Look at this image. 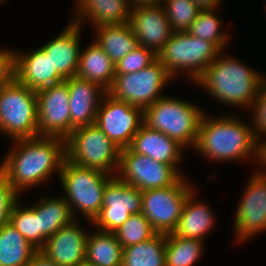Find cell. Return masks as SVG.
<instances>
[{"mask_svg": "<svg viewBox=\"0 0 266 266\" xmlns=\"http://www.w3.org/2000/svg\"><path fill=\"white\" fill-rule=\"evenodd\" d=\"M14 142L0 164V173L18 194L45 182L54 171L61 172L66 159L65 139L37 136Z\"/></svg>", "mask_w": 266, "mask_h": 266, "instance_id": "1", "label": "cell"}, {"mask_svg": "<svg viewBox=\"0 0 266 266\" xmlns=\"http://www.w3.org/2000/svg\"><path fill=\"white\" fill-rule=\"evenodd\" d=\"M252 128L237 116L208 119L204 113L194 149L215 161L255 156L256 138Z\"/></svg>", "mask_w": 266, "mask_h": 266, "instance_id": "2", "label": "cell"}, {"mask_svg": "<svg viewBox=\"0 0 266 266\" xmlns=\"http://www.w3.org/2000/svg\"><path fill=\"white\" fill-rule=\"evenodd\" d=\"M222 53L219 52L196 83L221 102L252 106L264 76L230 56L223 57Z\"/></svg>", "mask_w": 266, "mask_h": 266, "instance_id": "3", "label": "cell"}, {"mask_svg": "<svg viewBox=\"0 0 266 266\" xmlns=\"http://www.w3.org/2000/svg\"><path fill=\"white\" fill-rule=\"evenodd\" d=\"M204 111L197 106L164 96L143 110L144 124L158 130L183 147L195 148Z\"/></svg>", "mask_w": 266, "mask_h": 266, "instance_id": "4", "label": "cell"}, {"mask_svg": "<svg viewBox=\"0 0 266 266\" xmlns=\"http://www.w3.org/2000/svg\"><path fill=\"white\" fill-rule=\"evenodd\" d=\"M113 176L102 170L82 167L65 159L59 177L67 195L64 198L73 216L75 215L73 209L78 208L83 217L85 216L91 223L101 210L104 188Z\"/></svg>", "mask_w": 266, "mask_h": 266, "instance_id": "5", "label": "cell"}, {"mask_svg": "<svg viewBox=\"0 0 266 266\" xmlns=\"http://www.w3.org/2000/svg\"><path fill=\"white\" fill-rule=\"evenodd\" d=\"M0 131L13 141L38 136L36 91L15 78L0 87Z\"/></svg>", "mask_w": 266, "mask_h": 266, "instance_id": "6", "label": "cell"}, {"mask_svg": "<svg viewBox=\"0 0 266 266\" xmlns=\"http://www.w3.org/2000/svg\"><path fill=\"white\" fill-rule=\"evenodd\" d=\"M219 52L220 50L210 41L192 36L187 31L173 32L157 54V59L171 77L185 69L190 78L197 81L217 58Z\"/></svg>", "mask_w": 266, "mask_h": 266, "instance_id": "7", "label": "cell"}, {"mask_svg": "<svg viewBox=\"0 0 266 266\" xmlns=\"http://www.w3.org/2000/svg\"><path fill=\"white\" fill-rule=\"evenodd\" d=\"M65 142L66 159L72 163L111 175L119 170L121 149L95 124L75 128Z\"/></svg>", "mask_w": 266, "mask_h": 266, "instance_id": "8", "label": "cell"}, {"mask_svg": "<svg viewBox=\"0 0 266 266\" xmlns=\"http://www.w3.org/2000/svg\"><path fill=\"white\" fill-rule=\"evenodd\" d=\"M172 77L164 65L156 59L146 68L134 73L115 74L111 88L112 97L143 110L164 97L159 93Z\"/></svg>", "mask_w": 266, "mask_h": 266, "instance_id": "9", "label": "cell"}, {"mask_svg": "<svg viewBox=\"0 0 266 266\" xmlns=\"http://www.w3.org/2000/svg\"><path fill=\"white\" fill-rule=\"evenodd\" d=\"M192 188L181 176L171 186L142 191L141 213L157 233L168 234L175 229Z\"/></svg>", "mask_w": 266, "mask_h": 266, "instance_id": "10", "label": "cell"}, {"mask_svg": "<svg viewBox=\"0 0 266 266\" xmlns=\"http://www.w3.org/2000/svg\"><path fill=\"white\" fill-rule=\"evenodd\" d=\"M143 123L142 108L118 100L108 93L99 104L95 121V125L120 149L130 147Z\"/></svg>", "mask_w": 266, "mask_h": 266, "instance_id": "11", "label": "cell"}, {"mask_svg": "<svg viewBox=\"0 0 266 266\" xmlns=\"http://www.w3.org/2000/svg\"><path fill=\"white\" fill-rule=\"evenodd\" d=\"M142 212V191L122 181L118 174L104 188L102 207L91 222L98 230L114 233L132 215Z\"/></svg>", "mask_w": 266, "mask_h": 266, "instance_id": "12", "label": "cell"}, {"mask_svg": "<svg viewBox=\"0 0 266 266\" xmlns=\"http://www.w3.org/2000/svg\"><path fill=\"white\" fill-rule=\"evenodd\" d=\"M118 172L122 181L141 191L171 186L182 176L171 165L137 154L130 148L121 149Z\"/></svg>", "mask_w": 266, "mask_h": 266, "instance_id": "13", "label": "cell"}, {"mask_svg": "<svg viewBox=\"0 0 266 266\" xmlns=\"http://www.w3.org/2000/svg\"><path fill=\"white\" fill-rule=\"evenodd\" d=\"M38 136L66 139L70 135L69 91L63 81L36 91Z\"/></svg>", "mask_w": 266, "mask_h": 266, "instance_id": "14", "label": "cell"}, {"mask_svg": "<svg viewBox=\"0 0 266 266\" xmlns=\"http://www.w3.org/2000/svg\"><path fill=\"white\" fill-rule=\"evenodd\" d=\"M254 173L236 212L234 228L238 242L266 230V171Z\"/></svg>", "mask_w": 266, "mask_h": 266, "instance_id": "15", "label": "cell"}, {"mask_svg": "<svg viewBox=\"0 0 266 266\" xmlns=\"http://www.w3.org/2000/svg\"><path fill=\"white\" fill-rule=\"evenodd\" d=\"M160 4L162 3L134 7L131 9L129 21L139 46L156 54L173 34L163 5Z\"/></svg>", "mask_w": 266, "mask_h": 266, "instance_id": "16", "label": "cell"}, {"mask_svg": "<svg viewBox=\"0 0 266 266\" xmlns=\"http://www.w3.org/2000/svg\"><path fill=\"white\" fill-rule=\"evenodd\" d=\"M88 234L73 221L50 236L39 250L58 266H76L86 261Z\"/></svg>", "mask_w": 266, "mask_h": 266, "instance_id": "17", "label": "cell"}, {"mask_svg": "<svg viewBox=\"0 0 266 266\" xmlns=\"http://www.w3.org/2000/svg\"><path fill=\"white\" fill-rule=\"evenodd\" d=\"M64 82L69 91L71 134L77 127L95 124L99 104L107 91L100 85L78 76Z\"/></svg>", "mask_w": 266, "mask_h": 266, "instance_id": "18", "label": "cell"}, {"mask_svg": "<svg viewBox=\"0 0 266 266\" xmlns=\"http://www.w3.org/2000/svg\"><path fill=\"white\" fill-rule=\"evenodd\" d=\"M14 78L34 91L41 90L65 81L53 70L50 56L42 48L30 54L15 52Z\"/></svg>", "mask_w": 266, "mask_h": 266, "instance_id": "19", "label": "cell"}, {"mask_svg": "<svg viewBox=\"0 0 266 266\" xmlns=\"http://www.w3.org/2000/svg\"><path fill=\"white\" fill-rule=\"evenodd\" d=\"M81 25L71 22L58 37L41 48L50 56L53 70L64 79L76 76L80 59Z\"/></svg>", "mask_w": 266, "mask_h": 266, "instance_id": "20", "label": "cell"}, {"mask_svg": "<svg viewBox=\"0 0 266 266\" xmlns=\"http://www.w3.org/2000/svg\"><path fill=\"white\" fill-rule=\"evenodd\" d=\"M182 147L176 140L143 123L134 135L129 148L137 154L171 165L177 171L176 163L182 158Z\"/></svg>", "mask_w": 266, "mask_h": 266, "instance_id": "21", "label": "cell"}, {"mask_svg": "<svg viewBox=\"0 0 266 266\" xmlns=\"http://www.w3.org/2000/svg\"><path fill=\"white\" fill-rule=\"evenodd\" d=\"M78 11L74 23L80 25L84 19L100 25L125 24L130 21L131 8L126 0H78Z\"/></svg>", "mask_w": 266, "mask_h": 266, "instance_id": "22", "label": "cell"}, {"mask_svg": "<svg viewBox=\"0 0 266 266\" xmlns=\"http://www.w3.org/2000/svg\"><path fill=\"white\" fill-rule=\"evenodd\" d=\"M76 76L96 83L108 91L115 78V64L94 41L80 52Z\"/></svg>", "mask_w": 266, "mask_h": 266, "instance_id": "23", "label": "cell"}, {"mask_svg": "<svg viewBox=\"0 0 266 266\" xmlns=\"http://www.w3.org/2000/svg\"><path fill=\"white\" fill-rule=\"evenodd\" d=\"M193 195L194 192L187 197L182 214L171 233L182 238L204 241V236L213 228L215 217L206 204L195 202Z\"/></svg>", "mask_w": 266, "mask_h": 266, "instance_id": "24", "label": "cell"}, {"mask_svg": "<svg viewBox=\"0 0 266 266\" xmlns=\"http://www.w3.org/2000/svg\"><path fill=\"white\" fill-rule=\"evenodd\" d=\"M96 43L106 52L114 64L118 63L138 45L130 23L100 25Z\"/></svg>", "mask_w": 266, "mask_h": 266, "instance_id": "25", "label": "cell"}, {"mask_svg": "<svg viewBox=\"0 0 266 266\" xmlns=\"http://www.w3.org/2000/svg\"><path fill=\"white\" fill-rule=\"evenodd\" d=\"M30 207L40 217L41 248L50 236L75 220L69 204L64 197H43L37 205L34 204V206L31 205Z\"/></svg>", "mask_w": 266, "mask_h": 266, "instance_id": "26", "label": "cell"}, {"mask_svg": "<svg viewBox=\"0 0 266 266\" xmlns=\"http://www.w3.org/2000/svg\"><path fill=\"white\" fill-rule=\"evenodd\" d=\"M37 251L9 222L0 229V266H27Z\"/></svg>", "mask_w": 266, "mask_h": 266, "instance_id": "27", "label": "cell"}, {"mask_svg": "<svg viewBox=\"0 0 266 266\" xmlns=\"http://www.w3.org/2000/svg\"><path fill=\"white\" fill-rule=\"evenodd\" d=\"M88 233L86 261L94 266H122L123 248L115 233L97 230Z\"/></svg>", "mask_w": 266, "mask_h": 266, "instance_id": "28", "label": "cell"}, {"mask_svg": "<svg viewBox=\"0 0 266 266\" xmlns=\"http://www.w3.org/2000/svg\"><path fill=\"white\" fill-rule=\"evenodd\" d=\"M166 234L156 233L150 239L123 248L122 266H166Z\"/></svg>", "mask_w": 266, "mask_h": 266, "instance_id": "29", "label": "cell"}, {"mask_svg": "<svg viewBox=\"0 0 266 266\" xmlns=\"http://www.w3.org/2000/svg\"><path fill=\"white\" fill-rule=\"evenodd\" d=\"M203 241L166 234V266H192L203 253Z\"/></svg>", "mask_w": 266, "mask_h": 266, "instance_id": "30", "label": "cell"}, {"mask_svg": "<svg viewBox=\"0 0 266 266\" xmlns=\"http://www.w3.org/2000/svg\"><path fill=\"white\" fill-rule=\"evenodd\" d=\"M21 206V207H20ZM9 223L37 250L41 249L40 217L31 208L22 207L19 200L10 211Z\"/></svg>", "mask_w": 266, "mask_h": 266, "instance_id": "31", "label": "cell"}, {"mask_svg": "<svg viewBox=\"0 0 266 266\" xmlns=\"http://www.w3.org/2000/svg\"><path fill=\"white\" fill-rule=\"evenodd\" d=\"M214 11L216 10H200L187 32L192 36L212 42L220 51H223L228 36L220 32L222 22L215 16Z\"/></svg>", "mask_w": 266, "mask_h": 266, "instance_id": "32", "label": "cell"}, {"mask_svg": "<svg viewBox=\"0 0 266 266\" xmlns=\"http://www.w3.org/2000/svg\"><path fill=\"white\" fill-rule=\"evenodd\" d=\"M114 233L122 248H125L146 241L157 232L146 217L142 213H138L132 214Z\"/></svg>", "mask_w": 266, "mask_h": 266, "instance_id": "33", "label": "cell"}, {"mask_svg": "<svg viewBox=\"0 0 266 266\" xmlns=\"http://www.w3.org/2000/svg\"><path fill=\"white\" fill-rule=\"evenodd\" d=\"M162 3L173 32L187 31L200 11L191 0H162Z\"/></svg>", "mask_w": 266, "mask_h": 266, "instance_id": "34", "label": "cell"}, {"mask_svg": "<svg viewBox=\"0 0 266 266\" xmlns=\"http://www.w3.org/2000/svg\"><path fill=\"white\" fill-rule=\"evenodd\" d=\"M157 59V54L143 46H137L115 64V74L134 73L146 68Z\"/></svg>", "mask_w": 266, "mask_h": 266, "instance_id": "35", "label": "cell"}, {"mask_svg": "<svg viewBox=\"0 0 266 266\" xmlns=\"http://www.w3.org/2000/svg\"><path fill=\"white\" fill-rule=\"evenodd\" d=\"M18 193L0 173V229L9 222L10 211L18 201Z\"/></svg>", "mask_w": 266, "mask_h": 266, "instance_id": "36", "label": "cell"}, {"mask_svg": "<svg viewBox=\"0 0 266 266\" xmlns=\"http://www.w3.org/2000/svg\"><path fill=\"white\" fill-rule=\"evenodd\" d=\"M252 105H254L253 109L255 110L253 118V132L255 138L259 139L261 134L266 135V78H263L259 93Z\"/></svg>", "mask_w": 266, "mask_h": 266, "instance_id": "37", "label": "cell"}, {"mask_svg": "<svg viewBox=\"0 0 266 266\" xmlns=\"http://www.w3.org/2000/svg\"><path fill=\"white\" fill-rule=\"evenodd\" d=\"M15 52L9 50H0V87L10 83L14 79Z\"/></svg>", "mask_w": 266, "mask_h": 266, "instance_id": "38", "label": "cell"}, {"mask_svg": "<svg viewBox=\"0 0 266 266\" xmlns=\"http://www.w3.org/2000/svg\"><path fill=\"white\" fill-rule=\"evenodd\" d=\"M27 266H58L53 261L49 260L43 253L39 250L33 255L31 261Z\"/></svg>", "mask_w": 266, "mask_h": 266, "instance_id": "39", "label": "cell"}, {"mask_svg": "<svg viewBox=\"0 0 266 266\" xmlns=\"http://www.w3.org/2000/svg\"><path fill=\"white\" fill-rule=\"evenodd\" d=\"M260 139H256V150H255V158L258 159L257 162L260 161V164H264L263 167L266 166V141L260 142ZM260 142V143H259Z\"/></svg>", "mask_w": 266, "mask_h": 266, "instance_id": "40", "label": "cell"}, {"mask_svg": "<svg viewBox=\"0 0 266 266\" xmlns=\"http://www.w3.org/2000/svg\"><path fill=\"white\" fill-rule=\"evenodd\" d=\"M200 10H211L218 8L220 0H191Z\"/></svg>", "mask_w": 266, "mask_h": 266, "instance_id": "41", "label": "cell"}, {"mask_svg": "<svg viewBox=\"0 0 266 266\" xmlns=\"http://www.w3.org/2000/svg\"><path fill=\"white\" fill-rule=\"evenodd\" d=\"M126 2L128 6L132 9L137 6L156 5V4L161 3L162 0H126Z\"/></svg>", "mask_w": 266, "mask_h": 266, "instance_id": "42", "label": "cell"}, {"mask_svg": "<svg viewBox=\"0 0 266 266\" xmlns=\"http://www.w3.org/2000/svg\"><path fill=\"white\" fill-rule=\"evenodd\" d=\"M76 266H94L93 264L88 263L87 261H84L80 264H77Z\"/></svg>", "mask_w": 266, "mask_h": 266, "instance_id": "43", "label": "cell"}]
</instances>
